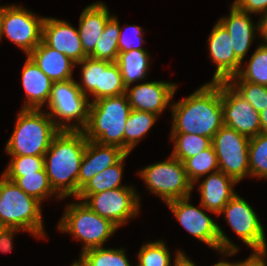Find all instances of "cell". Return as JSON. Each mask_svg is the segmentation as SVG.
<instances>
[{"label": "cell", "instance_id": "obj_1", "mask_svg": "<svg viewBox=\"0 0 267 266\" xmlns=\"http://www.w3.org/2000/svg\"><path fill=\"white\" fill-rule=\"evenodd\" d=\"M171 133L213 138L223 126L221 82H207L184 99L169 106Z\"/></svg>", "mask_w": 267, "mask_h": 266}, {"label": "cell", "instance_id": "obj_2", "mask_svg": "<svg viewBox=\"0 0 267 266\" xmlns=\"http://www.w3.org/2000/svg\"><path fill=\"white\" fill-rule=\"evenodd\" d=\"M87 139L83 131L61 130L44 154L52 189L62 198L78 195V176Z\"/></svg>", "mask_w": 267, "mask_h": 266}, {"label": "cell", "instance_id": "obj_3", "mask_svg": "<svg viewBox=\"0 0 267 266\" xmlns=\"http://www.w3.org/2000/svg\"><path fill=\"white\" fill-rule=\"evenodd\" d=\"M60 131L42 109H21L4 149L10 156H44Z\"/></svg>", "mask_w": 267, "mask_h": 266}, {"label": "cell", "instance_id": "obj_4", "mask_svg": "<svg viewBox=\"0 0 267 266\" xmlns=\"http://www.w3.org/2000/svg\"><path fill=\"white\" fill-rule=\"evenodd\" d=\"M131 110L125 93L90 102L88 122L82 130L86 139L124 150L125 125Z\"/></svg>", "mask_w": 267, "mask_h": 266}, {"label": "cell", "instance_id": "obj_5", "mask_svg": "<svg viewBox=\"0 0 267 266\" xmlns=\"http://www.w3.org/2000/svg\"><path fill=\"white\" fill-rule=\"evenodd\" d=\"M41 205V201L1 175L0 227H15L37 238L46 237Z\"/></svg>", "mask_w": 267, "mask_h": 266}, {"label": "cell", "instance_id": "obj_6", "mask_svg": "<svg viewBox=\"0 0 267 266\" xmlns=\"http://www.w3.org/2000/svg\"><path fill=\"white\" fill-rule=\"evenodd\" d=\"M189 199L190 196L171 200L165 204L193 237L226 257L235 255L240 250L238 246L227 237L217 222L203 211L206 209L201 204L199 209L189 204Z\"/></svg>", "mask_w": 267, "mask_h": 266}, {"label": "cell", "instance_id": "obj_7", "mask_svg": "<svg viewBox=\"0 0 267 266\" xmlns=\"http://www.w3.org/2000/svg\"><path fill=\"white\" fill-rule=\"evenodd\" d=\"M58 223L61 232L70 233L83 243L81 253L99 248L119 229L110 220L92 211L82 201L69 203Z\"/></svg>", "mask_w": 267, "mask_h": 266}, {"label": "cell", "instance_id": "obj_8", "mask_svg": "<svg viewBox=\"0 0 267 266\" xmlns=\"http://www.w3.org/2000/svg\"><path fill=\"white\" fill-rule=\"evenodd\" d=\"M90 102L74 78L53 82L47 103L50 112L47 113L60 130L82 131L88 122ZM70 121L72 123L68 124Z\"/></svg>", "mask_w": 267, "mask_h": 266}, {"label": "cell", "instance_id": "obj_9", "mask_svg": "<svg viewBox=\"0 0 267 266\" xmlns=\"http://www.w3.org/2000/svg\"><path fill=\"white\" fill-rule=\"evenodd\" d=\"M138 174L151 194L164 203L191 196L193 184L187 178L184 163L171 155L167 160L144 167Z\"/></svg>", "mask_w": 267, "mask_h": 266}, {"label": "cell", "instance_id": "obj_10", "mask_svg": "<svg viewBox=\"0 0 267 266\" xmlns=\"http://www.w3.org/2000/svg\"><path fill=\"white\" fill-rule=\"evenodd\" d=\"M250 138L233 128L223 125L212 138V146L218 158L219 171L239 183L250 176L249 148Z\"/></svg>", "mask_w": 267, "mask_h": 266}, {"label": "cell", "instance_id": "obj_11", "mask_svg": "<svg viewBox=\"0 0 267 266\" xmlns=\"http://www.w3.org/2000/svg\"><path fill=\"white\" fill-rule=\"evenodd\" d=\"M83 203L118 228L140 212V197L132 186L91 194Z\"/></svg>", "mask_w": 267, "mask_h": 266}, {"label": "cell", "instance_id": "obj_12", "mask_svg": "<svg viewBox=\"0 0 267 266\" xmlns=\"http://www.w3.org/2000/svg\"><path fill=\"white\" fill-rule=\"evenodd\" d=\"M224 215L230 227L252 252L267 251L263 225L253 207L236 194L218 214Z\"/></svg>", "mask_w": 267, "mask_h": 266}, {"label": "cell", "instance_id": "obj_13", "mask_svg": "<svg viewBox=\"0 0 267 266\" xmlns=\"http://www.w3.org/2000/svg\"><path fill=\"white\" fill-rule=\"evenodd\" d=\"M44 19L45 17H38L19 5H7L0 41L5 36L28 55L42 41Z\"/></svg>", "mask_w": 267, "mask_h": 266}, {"label": "cell", "instance_id": "obj_14", "mask_svg": "<svg viewBox=\"0 0 267 266\" xmlns=\"http://www.w3.org/2000/svg\"><path fill=\"white\" fill-rule=\"evenodd\" d=\"M223 125L248 138L261 133L260 115L227 82H221Z\"/></svg>", "mask_w": 267, "mask_h": 266}, {"label": "cell", "instance_id": "obj_15", "mask_svg": "<svg viewBox=\"0 0 267 266\" xmlns=\"http://www.w3.org/2000/svg\"><path fill=\"white\" fill-rule=\"evenodd\" d=\"M207 42L209 57L217 66L210 82H227L239 72L242 62L235 55L231 36L219 21L212 28Z\"/></svg>", "mask_w": 267, "mask_h": 266}, {"label": "cell", "instance_id": "obj_16", "mask_svg": "<svg viewBox=\"0 0 267 266\" xmlns=\"http://www.w3.org/2000/svg\"><path fill=\"white\" fill-rule=\"evenodd\" d=\"M177 85L173 82L151 81L126 87L125 95L132 110L157 114L163 113L174 97Z\"/></svg>", "mask_w": 267, "mask_h": 266}, {"label": "cell", "instance_id": "obj_17", "mask_svg": "<svg viewBox=\"0 0 267 266\" xmlns=\"http://www.w3.org/2000/svg\"><path fill=\"white\" fill-rule=\"evenodd\" d=\"M42 41L49 47L78 63L87 56L84 53L77 28L65 20L45 17L42 28Z\"/></svg>", "mask_w": 267, "mask_h": 266}, {"label": "cell", "instance_id": "obj_18", "mask_svg": "<svg viewBox=\"0 0 267 266\" xmlns=\"http://www.w3.org/2000/svg\"><path fill=\"white\" fill-rule=\"evenodd\" d=\"M127 154L115 145H102L87 140L78 176V194L80 189L94 176L117 164Z\"/></svg>", "mask_w": 267, "mask_h": 266}, {"label": "cell", "instance_id": "obj_19", "mask_svg": "<svg viewBox=\"0 0 267 266\" xmlns=\"http://www.w3.org/2000/svg\"><path fill=\"white\" fill-rule=\"evenodd\" d=\"M235 184L237 182L222 171L208 174L198 185L200 204L206 211L218 216L226 204L237 194L233 189Z\"/></svg>", "mask_w": 267, "mask_h": 266}, {"label": "cell", "instance_id": "obj_20", "mask_svg": "<svg viewBox=\"0 0 267 266\" xmlns=\"http://www.w3.org/2000/svg\"><path fill=\"white\" fill-rule=\"evenodd\" d=\"M230 7L229 16L222 17L218 21L231 36L236 57L243 62L250 46H252L256 33L259 31L258 23L254 24L250 17L251 14L238 9L234 4H231Z\"/></svg>", "mask_w": 267, "mask_h": 266}, {"label": "cell", "instance_id": "obj_21", "mask_svg": "<svg viewBox=\"0 0 267 266\" xmlns=\"http://www.w3.org/2000/svg\"><path fill=\"white\" fill-rule=\"evenodd\" d=\"M21 73L26 100L22 109H42L48 103L53 81L26 55Z\"/></svg>", "mask_w": 267, "mask_h": 266}, {"label": "cell", "instance_id": "obj_22", "mask_svg": "<svg viewBox=\"0 0 267 266\" xmlns=\"http://www.w3.org/2000/svg\"><path fill=\"white\" fill-rule=\"evenodd\" d=\"M110 14L106 4L95 2L84 8L79 19V37L84 53L89 57L95 50L98 39L101 37Z\"/></svg>", "mask_w": 267, "mask_h": 266}, {"label": "cell", "instance_id": "obj_23", "mask_svg": "<svg viewBox=\"0 0 267 266\" xmlns=\"http://www.w3.org/2000/svg\"><path fill=\"white\" fill-rule=\"evenodd\" d=\"M28 56L53 82L73 79L72 74L76 63L61 52L47 46L43 41Z\"/></svg>", "mask_w": 267, "mask_h": 266}, {"label": "cell", "instance_id": "obj_24", "mask_svg": "<svg viewBox=\"0 0 267 266\" xmlns=\"http://www.w3.org/2000/svg\"><path fill=\"white\" fill-rule=\"evenodd\" d=\"M150 55L146 50H131L119 53L116 64L120 67L122 80L125 87L131 84L146 80Z\"/></svg>", "mask_w": 267, "mask_h": 266}, {"label": "cell", "instance_id": "obj_25", "mask_svg": "<svg viewBox=\"0 0 267 266\" xmlns=\"http://www.w3.org/2000/svg\"><path fill=\"white\" fill-rule=\"evenodd\" d=\"M129 153H127L117 164L108 167L89 180L79 191L77 199L84 201L89 195L107 190L126 187L121 185L123 175V163Z\"/></svg>", "mask_w": 267, "mask_h": 266}, {"label": "cell", "instance_id": "obj_26", "mask_svg": "<svg viewBox=\"0 0 267 266\" xmlns=\"http://www.w3.org/2000/svg\"><path fill=\"white\" fill-rule=\"evenodd\" d=\"M109 61H103L98 59H93L91 57H86L81 62L76 63V65H82L81 69V82H76L80 90L89 99L90 95L92 101L101 99V79L102 71L110 64ZM90 94V95H88ZM93 96V97H92Z\"/></svg>", "mask_w": 267, "mask_h": 266}, {"label": "cell", "instance_id": "obj_27", "mask_svg": "<svg viewBox=\"0 0 267 266\" xmlns=\"http://www.w3.org/2000/svg\"><path fill=\"white\" fill-rule=\"evenodd\" d=\"M154 113L131 110L124 131V151L130 153L158 120Z\"/></svg>", "mask_w": 267, "mask_h": 266}, {"label": "cell", "instance_id": "obj_28", "mask_svg": "<svg viewBox=\"0 0 267 266\" xmlns=\"http://www.w3.org/2000/svg\"><path fill=\"white\" fill-rule=\"evenodd\" d=\"M247 62V68L241 67L227 82H251L267 86V47L260 44Z\"/></svg>", "mask_w": 267, "mask_h": 266}, {"label": "cell", "instance_id": "obj_29", "mask_svg": "<svg viewBox=\"0 0 267 266\" xmlns=\"http://www.w3.org/2000/svg\"><path fill=\"white\" fill-rule=\"evenodd\" d=\"M120 23L113 15L106 23L101 37L98 39L94 52L89 56L93 59L116 62L119 48L118 40Z\"/></svg>", "mask_w": 267, "mask_h": 266}, {"label": "cell", "instance_id": "obj_30", "mask_svg": "<svg viewBox=\"0 0 267 266\" xmlns=\"http://www.w3.org/2000/svg\"><path fill=\"white\" fill-rule=\"evenodd\" d=\"M170 140L174 145L171 156L183 163L212 145L211 138L196 134L171 133Z\"/></svg>", "mask_w": 267, "mask_h": 266}, {"label": "cell", "instance_id": "obj_31", "mask_svg": "<svg viewBox=\"0 0 267 266\" xmlns=\"http://www.w3.org/2000/svg\"><path fill=\"white\" fill-rule=\"evenodd\" d=\"M184 166L187 178L193 184V189L202 176L205 177L206 174L219 171L218 158L212 145L196 156L188 158L184 162Z\"/></svg>", "mask_w": 267, "mask_h": 266}, {"label": "cell", "instance_id": "obj_32", "mask_svg": "<svg viewBox=\"0 0 267 266\" xmlns=\"http://www.w3.org/2000/svg\"><path fill=\"white\" fill-rule=\"evenodd\" d=\"M79 262L83 266H132L123 248H92L80 253Z\"/></svg>", "mask_w": 267, "mask_h": 266}, {"label": "cell", "instance_id": "obj_33", "mask_svg": "<svg viewBox=\"0 0 267 266\" xmlns=\"http://www.w3.org/2000/svg\"><path fill=\"white\" fill-rule=\"evenodd\" d=\"M14 183L26 194L38 199L42 203L47 197H54L55 195L57 196L56 198L62 200V198L52 189L45 169L18 177Z\"/></svg>", "mask_w": 267, "mask_h": 266}, {"label": "cell", "instance_id": "obj_34", "mask_svg": "<svg viewBox=\"0 0 267 266\" xmlns=\"http://www.w3.org/2000/svg\"><path fill=\"white\" fill-rule=\"evenodd\" d=\"M248 155L250 177L267 179V134L250 138Z\"/></svg>", "mask_w": 267, "mask_h": 266}, {"label": "cell", "instance_id": "obj_35", "mask_svg": "<svg viewBox=\"0 0 267 266\" xmlns=\"http://www.w3.org/2000/svg\"><path fill=\"white\" fill-rule=\"evenodd\" d=\"M137 266H171V252L163 240L143 244L138 254Z\"/></svg>", "mask_w": 267, "mask_h": 266}, {"label": "cell", "instance_id": "obj_36", "mask_svg": "<svg viewBox=\"0 0 267 266\" xmlns=\"http://www.w3.org/2000/svg\"><path fill=\"white\" fill-rule=\"evenodd\" d=\"M43 169L44 156H11L9 164L2 175L14 182L18 177L39 172Z\"/></svg>", "mask_w": 267, "mask_h": 266}, {"label": "cell", "instance_id": "obj_37", "mask_svg": "<svg viewBox=\"0 0 267 266\" xmlns=\"http://www.w3.org/2000/svg\"><path fill=\"white\" fill-rule=\"evenodd\" d=\"M257 112L267 109V86L251 82H227Z\"/></svg>", "mask_w": 267, "mask_h": 266}, {"label": "cell", "instance_id": "obj_38", "mask_svg": "<svg viewBox=\"0 0 267 266\" xmlns=\"http://www.w3.org/2000/svg\"><path fill=\"white\" fill-rule=\"evenodd\" d=\"M125 90L120 67L116 62H111L105 71H102L101 98L122 95Z\"/></svg>", "mask_w": 267, "mask_h": 266}, {"label": "cell", "instance_id": "obj_39", "mask_svg": "<svg viewBox=\"0 0 267 266\" xmlns=\"http://www.w3.org/2000/svg\"><path fill=\"white\" fill-rule=\"evenodd\" d=\"M123 28L120 26L118 40L119 53L128 52L131 50H145L141 47L145 42L143 39L144 30L137 25H128Z\"/></svg>", "mask_w": 267, "mask_h": 266}, {"label": "cell", "instance_id": "obj_40", "mask_svg": "<svg viewBox=\"0 0 267 266\" xmlns=\"http://www.w3.org/2000/svg\"><path fill=\"white\" fill-rule=\"evenodd\" d=\"M232 4L249 14H267V0H234Z\"/></svg>", "mask_w": 267, "mask_h": 266}, {"label": "cell", "instance_id": "obj_41", "mask_svg": "<svg viewBox=\"0 0 267 266\" xmlns=\"http://www.w3.org/2000/svg\"><path fill=\"white\" fill-rule=\"evenodd\" d=\"M18 231H23L22 229L15 227H0V251L3 253H8L13 249V238Z\"/></svg>", "mask_w": 267, "mask_h": 266}, {"label": "cell", "instance_id": "obj_42", "mask_svg": "<svg viewBox=\"0 0 267 266\" xmlns=\"http://www.w3.org/2000/svg\"><path fill=\"white\" fill-rule=\"evenodd\" d=\"M267 251L253 252L243 261L231 262V266H267Z\"/></svg>", "mask_w": 267, "mask_h": 266}, {"label": "cell", "instance_id": "obj_43", "mask_svg": "<svg viewBox=\"0 0 267 266\" xmlns=\"http://www.w3.org/2000/svg\"><path fill=\"white\" fill-rule=\"evenodd\" d=\"M173 263L174 265L171 266H197L195 262L190 260L180 249L176 251Z\"/></svg>", "mask_w": 267, "mask_h": 266}, {"label": "cell", "instance_id": "obj_44", "mask_svg": "<svg viewBox=\"0 0 267 266\" xmlns=\"http://www.w3.org/2000/svg\"><path fill=\"white\" fill-rule=\"evenodd\" d=\"M258 29L259 34L263 40V43L261 45L267 47V14L261 16L258 22Z\"/></svg>", "mask_w": 267, "mask_h": 266}, {"label": "cell", "instance_id": "obj_45", "mask_svg": "<svg viewBox=\"0 0 267 266\" xmlns=\"http://www.w3.org/2000/svg\"><path fill=\"white\" fill-rule=\"evenodd\" d=\"M259 115H260L261 133L267 134V109L261 111Z\"/></svg>", "mask_w": 267, "mask_h": 266}, {"label": "cell", "instance_id": "obj_46", "mask_svg": "<svg viewBox=\"0 0 267 266\" xmlns=\"http://www.w3.org/2000/svg\"><path fill=\"white\" fill-rule=\"evenodd\" d=\"M5 9H6L5 5L4 6H0V39H1V32H2Z\"/></svg>", "mask_w": 267, "mask_h": 266}, {"label": "cell", "instance_id": "obj_47", "mask_svg": "<svg viewBox=\"0 0 267 266\" xmlns=\"http://www.w3.org/2000/svg\"><path fill=\"white\" fill-rule=\"evenodd\" d=\"M211 266H231V262L220 260L216 264L211 265Z\"/></svg>", "mask_w": 267, "mask_h": 266}, {"label": "cell", "instance_id": "obj_48", "mask_svg": "<svg viewBox=\"0 0 267 266\" xmlns=\"http://www.w3.org/2000/svg\"><path fill=\"white\" fill-rule=\"evenodd\" d=\"M70 266H83V265L78 260V261H74Z\"/></svg>", "mask_w": 267, "mask_h": 266}]
</instances>
